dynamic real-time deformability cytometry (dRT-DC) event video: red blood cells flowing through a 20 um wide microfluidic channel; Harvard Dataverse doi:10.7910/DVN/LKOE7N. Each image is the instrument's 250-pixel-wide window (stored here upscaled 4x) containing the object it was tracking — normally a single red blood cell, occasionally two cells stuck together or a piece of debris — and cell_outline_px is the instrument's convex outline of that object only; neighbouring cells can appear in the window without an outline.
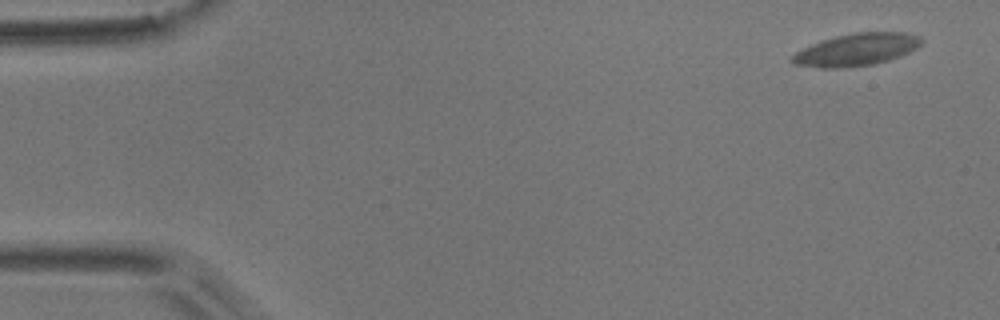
{"species": "common noctule bat (a hibernating species)", "species_latin": "Nyctalus noctula", "temperature_condition": "room temperature", "stored_images_in_passage": 9, "camera_frame_rate_fps": 3000, "um_per_image_px": 0.085, "animal": {"sex": "male", "body_mass_g": 17.9}, "frame": {"image": 1, "passage_image": 1, "time_ms": 0.0, "image_size_px": [1000, 320], "cell_outline_px": [[924, 40], [916, 48], [900, 56], [876, 64], [848, 68], [820, 68], [792, 64], [788, 60], [796, 52], [812, 44], [836, 36], [856, 32], [904, 32], [920, 36]], "centroid_in_image_um": [72.79, 4.23], "position_along_channel_um": 12.2, "area_um2": 24.45}}
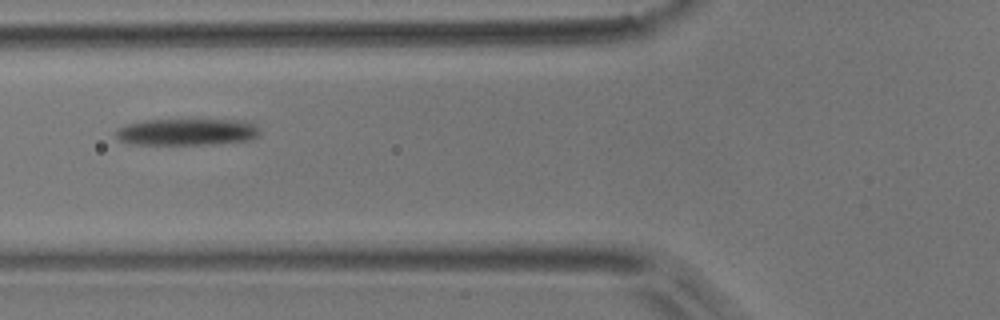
{"frame": {"image": 2, "passage_image": 6, "time_ms": 1.667, "image_size_px": [1000, 320], "cell_outline_px": [[260, 132], [252, 140], [216, 144], [128, 144], [120, 140], [116, 136], [116, 132], [124, 124], [144, 120], [244, 120], [256, 124]], "centroid_in_image_um": [15.91, 11.21], "position_along_channel_um": 109.9, "area_um2": 22.54}}
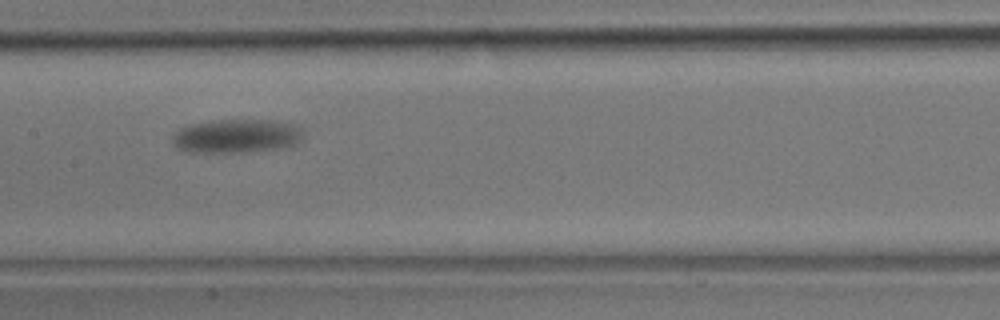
{"frame": {"image": 3, "passage_image": 8, "time_ms": 2.333, "image_size_px": [1000, 320], "cell_outline_px": [[304, 136], [296, 144], [288, 148], [248, 152], [184, 152], [176, 148], [172, 144], [172, 136], [180, 128], [192, 124], [212, 120], [276, 120], [292, 124], [300, 128]], "centroid_in_image_um": [20.11, 11.58], "position_along_channel_um": 187.3, "area_um2": 26.18}}